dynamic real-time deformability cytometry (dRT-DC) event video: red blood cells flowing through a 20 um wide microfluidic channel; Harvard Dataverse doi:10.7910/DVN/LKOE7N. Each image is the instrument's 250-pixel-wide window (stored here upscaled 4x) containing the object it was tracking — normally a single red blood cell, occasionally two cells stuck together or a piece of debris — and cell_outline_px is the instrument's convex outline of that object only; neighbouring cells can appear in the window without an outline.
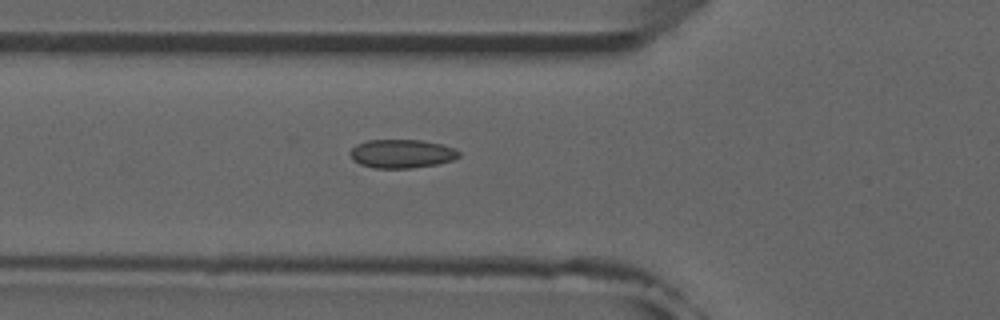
{"species": "common noctule bat (a hibernating species)", "species_latin": "Nyctalus noctula", "temperature_condition": "room temperature", "stored_images_in_passage": 40, "camera_frame_rate_fps": 3000, "um_per_image_px": 0.085, "animal": {"sex": "male", "forearm_length_mm": 52.5}, "frame": {"image": 1, "passage_image": 7, "time_ms": 2.0, "image_size_px": [1000, 320], "cell_outline_px": [[460, 156], [452, 160], [436, 164], [412, 168], [372, 168], [360, 164], [352, 160], [348, 152], [356, 144], [368, 140], [420, 140], [440, 144], [452, 148], [460, 152]], "centroid_in_image_um": [34.09, 13.07], "position_along_channel_um": 91.7, "area_um2": 18.15}}